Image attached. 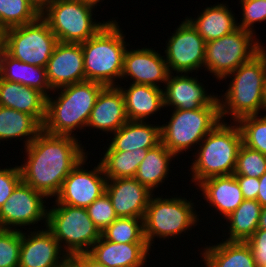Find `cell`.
Wrapping results in <instances>:
<instances>
[{
    "label": "cell",
    "mask_w": 266,
    "mask_h": 267,
    "mask_svg": "<svg viewBox=\"0 0 266 267\" xmlns=\"http://www.w3.org/2000/svg\"><path fill=\"white\" fill-rule=\"evenodd\" d=\"M235 178L242 191L244 200H257L259 190V178L245 175H235Z\"/></svg>",
    "instance_id": "42"
},
{
    "label": "cell",
    "mask_w": 266,
    "mask_h": 267,
    "mask_svg": "<svg viewBox=\"0 0 266 267\" xmlns=\"http://www.w3.org/2000/svg\"><path fill=\"white\" fill-rule=\"evenodd\" d=\"M192 201L182 196L163 198L155 197L154 193L151 195L143 218L144 237L150 249L155 238H177L198 225L200 215Z\"/></svg>",
    "instance_id": "6"
},
{
    "label": "cell",
    "mask_w": 266,
    "mask_h": 267,
    "mask_svg": "<svg viewBox=\"0 0 266 267\" xmlns=\"http://www.w3.org/2000/svg\"><path fill=\"white\" fill-rule=\"evenodd\" d=\"M189 76V73H169L167 82L163 87L164 107L183 110H194L204 106H210L217 98L207 92L206 87L199 78Z\"/></svg>",
    "instance_id": "17"
},
{
    "label": "cell",
    "mask_w": 266,
    "mask_h": 267,
    "mask_svg": "<svg viewBox=\"0 0 266 267\" xmlns=\"http://www.w3.org/2000/svg\"><path fill=\"white\" fill-rule=\"evenodd\" d=\"M170 120L161 125V143L176 157L195 146L221 123L218 98L210 105L194 110L175 109ZM198 144V145H197ZM194 146V147H193Z\"/></svg>",
    "instance_id": "7"
},
{
    "label": "cell",
    "mask_w": 266,
    "mask_h": 267,
    "mask_svg": "<svg viewBox=\"0 0 266 267\" xmlns=\"http://www.w3.org/2000/svg\"><path fill=\"white\" fill-rule=\"evenodd\" d=\"M242 144L266 156V114L248 115L236 121Z\"/></svg>",
    "instance_id": "35"
},
{
    "label": "cell",
    "mask_w": 266,
    "mask_h": 267,
    "mask_svg": "<svg viewBox=\"0 0 266 267\" xmlns=\"http://www.w3.org/2000/svg\"><path fill=\"white\" fill-rule=\"evenodd\" d=\"M226 4L208 6L196 18H185L206 43L228 35L238 28L234 12Z\"/></svg>",
    "instance_id": "25"
},
{
    "label": "cell",
    "mask_w": 266,
    "mask_h": 267,
    "mask_svg": "<svg viewBox=\"0 0 266 267\" xmlns=\"http://www.w3.org/2000/svg\"><path fill=\"white\" fill-rule=\"evenodd\" d=\"M0 78L37 89L46 97L53 91L47 79L46 68L21 62L4 49L0 51Z\"/></svg>",
    "instance_id": "28"
},
{
    "label": "cell",
    "mask_w": 266,
    "mask_h": 267,
    "mask_svg": "<svg viewBox=\"0 0 266 267\" xmlns=\"http://www.w3.org/2000/svg\"><path fill=\"white\" fill-rule=\"evenodd\" d=\"M258 229L266 230V206L261 208L260 219L258 223Z\"/></svg>",
    "instance_id": "46"
},
{
    "label": "cell",
    "mask_w": 266,
    "mask_h": 267,
    "mask_svg": "<svg viewBox=\"0 0 266 267\" xmlns=\"http://www.w3.org/2000/svg\"><path fill=\"white\" fill-rule=\"evenodd\" d=\"M41 16V9L32 0H0V26L10 29L29 24Z\"/></svg>",
    "instance_id": "33"
},
{
    "label": "cell",
    "mask_w": 266,
    "mask_h": 267,
    "mask_svg": "<svg viewBox=\"0 0 266 267\" xmlns=\"http://www.w3.org/2000/svg\"><path fill=\"white\" fill-rule=\"evenodd\" d=\"M86 210L100 232L118 218L112 206L111 199L106 192L89 205Z\"/></svg>",
    "instance_id": "38"
},
{
    "label": "cell",
    "mask_w": 266,
    "mask_h": 267,
    "mask_svg": "<svg viewBox=\"0 0 266 267\" xmlns=\"http://www.w3.org/2000/svg\"><path fill=\"white\" fill-rule=\"evenodd\" d=\"M86 1H90L97 5L98 3L100 4V2H103L104 0H86Z\"/></svg>",
    "instance_id": "50"
},
{
    "label": "cell",
    "mask_w": 266,
    "mask_h": 267,
    "mask_svg": "<svg viewBox=\"0 0 266 267\" xmlns=\"http://www.w3.org/2000/svg\"><path fill=\"white\" fill-rule=\"evenodd\" d=\"M58 267H81V253L68 255Z\"/></svg>",
    "instance_id": "44"
},
{
    "label": "cell",
    "mask_w": 266,
    "mask_h": 267,
    "mask_svg": "<svg viewBox=\"0 0 266 267\" xmlns=\"http://www.w3.org/2000/svg\"><path fill=\"white\" fill-rule=\"evenodd\" d=\"M173 158L176 156L162 143L148 149L134 178L154 193L155 188H159L160 184H163L166 178L168 179V173L171 171L169 165L174 160Z\"/></svg>",
    "instance_id": "29"
},
{
    "label": "cell",
    "mask_w": 266,
    "mask_h": 267,
    "mask_svg": "<svg viewBox=\"0 0 266 267\" xmlns=\"http://www.w3.org/2000/svg\"><path fill=\"white\" fill-rule=\"evenodd\" d=\"M123 93L129 121H147L164 108L163 88L130 83L128 88L117 85Z\"/></svg>",
    "instance_id": "24"
},
{
    "label": "cell",
    "mask_w": 266,
    "mask_h": 267,
    "mask_svg": "<svg viewBox=\"0 0 266 267\" xmlns=\"http://www.w3.org/2000/svg\"><path fill=\"white\" fill-rule=\"evenodd\" d=\"M266 76V47L248 62L241 64L231 74L228 89L218 96L221 121L231 115L232 122L248 116L262 114L263 84Z\"/></svg>",
    "instance_id": "3"
},
{
    "label": "cell",
    "mask_w": 266,
    "mask_h": 267,
    "mask_svg": "<svg viewBox=\"0 0 266 267\" xmlns=\"http://www.w3.org/2000/svg\"><path fill=\"white\" fill-rule=\"evenodd\" d=\"M259 190L257 195V201L262 207L266 206V172L259 178Z\"/></svg>",
    "instance_id": "43"
},
{
    "label": "cell",
    "mask_w": 266,
    "mask_h": 267,
    "mask_svg": "<svg viewBox=\"0 0 266 267\" xmlns=\"http://www.w3.org/2000/svg\"><path fill=\"white\" fill-rule=\"evenodd\" d=\"M81 267H106V266L97 262L88 253H81Z\"/></svg>",
    "instance_id": "45"
},
{
    "label": "cell",
    "mask_w": 266,
    "mask_h": 267,
    "mask_svg": "<svg viewBox=\"0 0 266 267\" xmlns=\"http://www.w3.org/2000/svg\"><path fill=\"white\" fill-rule=\"evenodd\" d=\"M223 240L201 249L205 267H257L247 242Z\"/></svg>",
    "instance_id": "27"
},
{
    "label": "cell",
    "mask_w": 266,
    "mask_h": 267,
    "mask_svg": "<svg viewBox=\"0 0 266 267\" xmlns=\"http://www.w3.org/2000/svg\"><path fill=\"white\" fill-rule=\"evenodd\" d=\"M169 70L164 56L152 48L126 49L121 80L130 79L134 84L161 88L167 82Z\"/></svg>",
    "instance_id": "15"
},
{
    "label": "cell",
    "mask_w": 266,
    "mask_h": 267,
    "mask_svg": "<svg viewBox=\"0 0 266 267\" xmlns=\"http://www.w3.org/2000/svg\"><path fill=\"white\" fill-rule=\"evenodd\" d=\"M21 230L0 229V267H19Z\"/></svg>",
    "instance_id": "37"
},
{
    "label": "cell",
    "mask_w": 266,
    "mask_h": 267,
    "mask_svg": "<svg viewBox=\"0 0 266 267\" xmlns=\"http://www.w3.org/2000/svg\"><path fill=\"white\" fill-rule=\"evenodd\" d=\"M45 198V200H44ZM46 197L21 181L0 207V229L20 230L43 221L47 226ZM14 227V228H13Z\"/></svg>",
    "instance_id": "14"
},
{
    "label": "cell",
    "mask_w": 266,
    "mask_h": 267,
    "mask_svg": "<svg viewBox=\"0 0 266 267\" xmlns=\"http://www.w3.org/2000/svg\"><path fill=\"white\" fill-rule=\"evenodd\" d=\"M79 138L54 135L43 129L26 147V160L21 164L22 181L47 199L56 197L63 181L73 168L90 154ZM79 141V142H78Z\"/></svg>",
    "instance_id": "1"
},
{
    "label": "cell",
    "mask_w": 266,
    "mask_h": 267,
    "mask_svg": "<svg viewBox=\"0 0 266 267\" xmlns=\"http://www.w3.org/2000/svg\"><path fill=\"white\" fill-rule=\"evenodd\" d=\"M21 181L22 176L19 165L0 169V207L4 205Z\"/></svg>",
    "instance_id": "40"
},
{
    "label": "cell",
    "mask_w": 266,
    "mask_h": 267,
    "mask_svg": "<svg viewBox=\"0 0 266 267\" xmlns=\"http://www.w3.org/2000/svg\"><path fill=\"white\" fill-rule=\"evenodd\" d=\"M239 4L243 18L238 23V28L255 33L254 24L266 21V0H240Z\"/></svg>",
    "instance_id": "39"
},
{
    "label": "cell",
    "mask_w": 266,
    "mask_h": 267,
    "mask_svg": "<svg viewBox=\"0 0 266 267\" xmlns=\"http://www.w3.org/2000/svg\"><path fill=\"white\" fill-rule=\"evenodd\" d=\"M45 68L53 90L85 81L81 43L58 42Z\"/></svg>",
    "instance_id": "18"
},
{
    "label": "cell",
    "mask_w": 266,
    "mask_h": 267,
    "mask_svg": "<svg viewBox=\"0 0 266 267\" xmlns=\"http://www.w3.org/2000/svg\"><path fill=\"white\" fill-rule=\"evenodd\" d=\"M50 208L47 210L46 228L58 240L63 251L67 255L88 253L101 237V232L86 208L66 204H54Z\"/></svg>",
    "instance_id": "9"
},
{
    "label": "cell",
    "mask_w": 266,
    "mask_h": 267,
    "mask_svg": "<svg viewBox=\"0 0 266 267\" xmlns=\"http://www.w3.org/2000/svg\"><path fill=\"white\" fill-rule=\"evenodd\" d=\"M106 193L118 217L142 219L153 194L134 177L108 179Z\"/></svg>",
    "instance_id": "19"
},
{
    "label": "cell",
    "mask_w": 266,
    "mask_h": 267,
    "mask_svg": "<svg viewBox=\"0 0 266 267\" xmlns=\"http://www.w3.org/2000/svg\"><path fill=\"white\" fill-rule=\"evenodd\" d=\"M219 123L199 143L191 163V181L194 186L215 176L234 174L242 135L236 122Z\"/></svg>",
    "instance_id": "5"
},
{
    "label": "cell",
    "mask_w": 266,
    "mask_h": 267,
    "mask_svg": "<svg viewBox=\"0 0 266 267\" xmlns=\"http://www.w3.org/2000/svg\"><path fill=\"white\" fill-rule=\"evenodd\" d=\"M203 199L214 207L222 219L227 218L244 200L235 175L215 176L198 184Z\"/></svg>",
    "instance_id": "22"
},
{
    "label": "cell",
    "mask_w": 266,
    "mask_h": 267,
    "mask_svg": "<svg viewBox=\"0 0 266 267\" xmlns=\"http://www.w3.org/2000/svg\"><path fill=\"white\" fill-rule=\"evenodd\" d=\"M174 32L166 41L163 52L169 73L186 74L195 70L197 73L204 68L205 40L186 19Z\"/></svg>",
    "instance_id": "12"
},
{
    "label": "cell",
    "mask_w": 266,
    "mask_h": 267,
    "mask_svg": "<svg viewBox=\"0 0 266 267\" xmlns=\"http://www.w3.org/2000/svg\"><path fill=\"white\" fill-rule=\"evenodd\" d=\"M106 149L99 162L107 179L134 177L148 150L114 151L109 145Z\"/></svg>",
    "instance_id": "32"
},
{
    "label": "cell",
    "mask_w": 266,
    "mask_h": 267,
    "mask_svg": "<svg viewBox=\"0 0 266 267\" xmlns=\"http://www.w3.org/2000/svg\"><path fill=\"white\" fill-rule=\"evenodd\" d=\"M42 130V125L30 114L0 106V142L24 139L28 146Z\"/></svg>",
    "instance_id": "30"
},
{
    "label": "cell",
    "mask_w": 266,
    "mask_h": 267,
    "mask_svg": "<svg viewBox=\"0 0 266 267\" xmlns=\"http://www.w3.org/2000/svg\"><path fill=\"white\" fill-rule=\"evenodd\" d=\"M118 23L111 19L96 35L81 43L85 80L104 86H117L115 81L121 80L124 54L130 44Z\"/></svg>",
    "instance_id": "4"
},
{
    "label": "cell",
    "mask_w": 266,
    "mask_h": 267,
    "mask_svg": "<svg viewBox=\"0 0 266 267\" xmlns=\"http://www.w3.org/2000/svg\"><path fill=\"white\" fill-rule=\"evenodd\" d=\"M246 242L250 246L257 267H266V230L257 229Z\"/></svg>",
    "instance_id": "41"
},
{
    "label": "cell",
    "mask_w": 266,
    "mask_h": 267,
    "mask_svg": "<svg viewBox=\"0 0 266 267\" xmlns=\"http://www.w3.org/2000/svg\"><path fill=\"white\" fill-rule=\"evenodd\" d=\"M104 87L85 80L53 90L52 94L59 95L46 97V117L42 129L54 135L76 137L73 132L85 130L96 99Z\"/></svg>",
    "instance_id": "2"
},
{
    "label": "cell",
    "mask_w": 266,
    "mask_h": 267,
    "mask_svg": "<svg viewBox=\"0 0 266 267\" xmlns=\"http://www.w3.org/2000/svg\"><path fill=\"white\" fill-rule=\"evenodd\" d=\"M57 43L55 34L40 16L32 23L5 30L3 49L21 62L45 68Z\"/></svg>",
    "instance_id": "11"
},
{
    "label": "cell",
    "mask_w": 266,
    "mask_h": 267,
    "mask_svg": "<svg viewBox=\"0 0 266 267\" xmlns=\"http://www.w3.org/2000/svg\"><path fill=\"white\" fill-rule=\"evenodd\" d=\"M149 251L147 243H115L101 236L88 254L106 267H144Z\"/></svg>",
    "instance_id": "21"
},
{
    "label": "cell",
    "mask_w": 266,
    "mask_h": 267,
    "mask_svg": "<svg viewBox=\"0 0 266 267\" xmlns=\"http://www.w3.org/2000/svg\"><path fill=\"white\" fill-rule=\"evenodd\" d=\"M261 204L257 200L243 202L227 217L228 234L225 240L246 242L258 229ZM230 224V225H229Z\"/></svg>",
    "instance_id": "31"
},
{
    "label": "cell",
    "mask_w": 266,
    "mask_h": 267,
    "mask_svg": "<svg viewBox=\"0 0 266 267\" xmlns=\"http://www.w3.org/2000/svg\"><path fill=\"white\" fill-rule=\"evenodd\" d=\"M40 9H42L46 4L54 0H32Z\"/></svg>",
    "instance_id": "47"
},
{
    "label": "cell",
    "mask_w": 266,
    "mask_h": 267,
    "mask_svg": "<svg viewBox=\"0 0 266 267\" xmlns=\"http://www.w3.org/2000/svg\"><path fill=\"white\" fill-rule=\"evenodd\" d=\"M109 146L114 151H133L151 149L161 143V124L154 125L147 121H127L112 134Z\"/></svg>",
    "instance_id": "26"
},
{
    "label": "cell",
    "mask_w": 266,
    "mask_h": 267,
    "mask_svg": "<svg viewBox=\"0 0 266 267\" xmlns=\"http://www.w3.org/2000/svg\"><path fill=\"white\" fill-rule=\"evenodd\" d=\"M263 104H264V111L266 112V76L263 84ZM266 114V113H263Z\"/></svg>",
    "instance_id": "48"
},
{
    "label": "cell",
    "mask_w": 266,
    "mask_h": 267,
    "mask_svg": "<svg viewBox=\"0 0 266 267\" xmlns=\"http://www.w3.org/2000/svg\"><path fill=\"white\" fill-rule=\"evenodd\" d=\"M87 155L73 168L63 181L61 190L55 197V204L87 208L106 192L107 178L98 162L93 169H85Z\"/></svg>",
    "instance_id": "13"
},
{
    "label": "cell",
    "mask_w": 266,
    "mask_h": 267,
    "mask_svg": "<svg viewBox=\"0 0 266 267\" xmlns=\"http://www.w3.org/2000/svg\"><path fill=\"white\" fill-rule=\"evenodd\" d=\"M266 172V156L259 151L241 145L234 175L260 178Z\"/></svg>",
    "instance_id": "36"
},
{
    "label": "cell",
    "mask_w": 266,
    "mask_h": 267,
    "mask_svg": "<svg viewBox=\"0 0 266 267\" xmlns=\"http://www.w3.org/2000/svg\"><path fill=\"white\" fill-rule=\"evenodd\" d=\"M97 5L86 0H54L41 9V17L61 43H82L96 35L110 20L96 22Z\"/></svg>",
    "instance_id": "8"
},
{
    "label": "cell",
    "mask_w": 266,
    "mask_h": 267,
    "mask_svg": "<svg viewBox=\"0 0 266 267\" xmlns=\"http://www.w3.org/2000/svg\"><path fill=\"white\" fill-rule=\"evenodd\" d=\"M4 32L5 30L0 26V51L3 49L4 46Z\"/></svg>",
    "instance_id": "49"
},
{
    "label": "cell",
    "mask_w": 266,
    "mask_h": 267,
    "mask_svg": "<svg viewBox=\"0 0 266 267\" xmlns=\"http://www.w3.org/2000/svg\"><path fill=\"white\" fill-rule=\"evenodd\" d=\"M0 106L33 116L41 125L46 117V96L37 89L0 78Z\"/></svg>",
    "instance_id": "23"
},
{
    "label": "cell",
    "mask_w": 266,
    "mask_h": 267,
    "mask_svg": "<svg viewBox=\"0 0 266 267\" xmlns=\"http://www.w3.org/2000/svg\"><path fill=\"white\" fill-rule=\"evenodd\" d=\"M128 121L125 100L118 86H105L99 93L86 128L101 130L108 135ZM92 127V128H91Z\"/></svg>",
    "instance_id": "20"
},
{
    "label": "cell",
    "mask_w": 266,
    "mask_h": 267,
    "mask_svg": "<svg viewBox=\"0 0 266 267\" xmlns=\"http://www.w3.org/2000/svg\"><path fill=\"white\" fill-rule=\"evenodd\" d=\"M67 256L46 227L29 233L21 230L19 267H58Z\"/></svg>",
    "instance_id": "16"
},
{
    "label": "cell",
    "mask_w": 266,
    "mask_h": 267,
    "mask_svg": "<svg viewBox=\"0 0 266 267\" xmlns=\"http://www.w3.org/2000/svg\"><path fill=\"white\" fill-rule=\"evenodd\" d=\"M264 48L255 33L237 28L232 33L206 43L204 70L223 79Z\"/></svg>",
    "instance_id": "10"
},
{
    "label": "cell",
    "mask_w": 266,
    "mask_h": 267,
    "mask_svg": "<svg viewBox=\"0 0 266 267\" xmlns=\"http://www.w3.org/2000/svg\"><path fill=\"white\" fill-rule=\"evenodd\" d=\"M101 236L115 243H146L142 218L118 217L101 231Z\"/></svg>",
    "instance_id": "34"
}]
</instances>
